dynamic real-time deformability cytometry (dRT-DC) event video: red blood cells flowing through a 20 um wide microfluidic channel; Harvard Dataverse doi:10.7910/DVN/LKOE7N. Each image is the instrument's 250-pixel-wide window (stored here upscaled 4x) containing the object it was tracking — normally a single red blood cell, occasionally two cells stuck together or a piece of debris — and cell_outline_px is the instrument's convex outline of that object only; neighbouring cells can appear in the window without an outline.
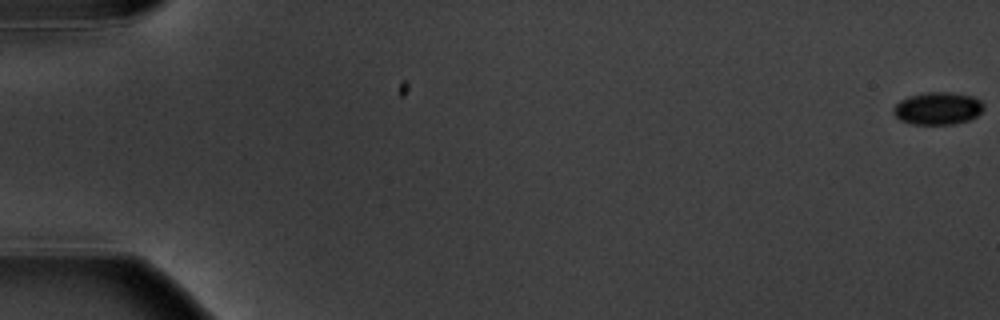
{"species": "common noctule bat (a hibernating species)", "species_latin": "Nyctalus noctula", "temperature_condition": "warm", "stored_images_in_passage": 6, "camera_frame_rate_fps": 3000, "um_per_image_px": 0.085, "animal": {"sex": "male", "body_mass_g": 20.1, "forearm_length_mm": 53.5}, "frame": {"image": 1, "passage_image": 1, "time_ms": 0.0, "image_size_px": [1000, 320], "cell_outline_px": [[984, 108], [976, 116], [968, 120], [952, 124], [912, 124], [900, 120], [892, 112], [892, 108], [900, 100], [908, 96], [924, 92], [952, 92], [972, 96], [980, 100], [984, 104]], "centroid_in_image_um": [79.69, 9.2], "position_along_channel_um": 5.3, "area_um2": 17.17}}
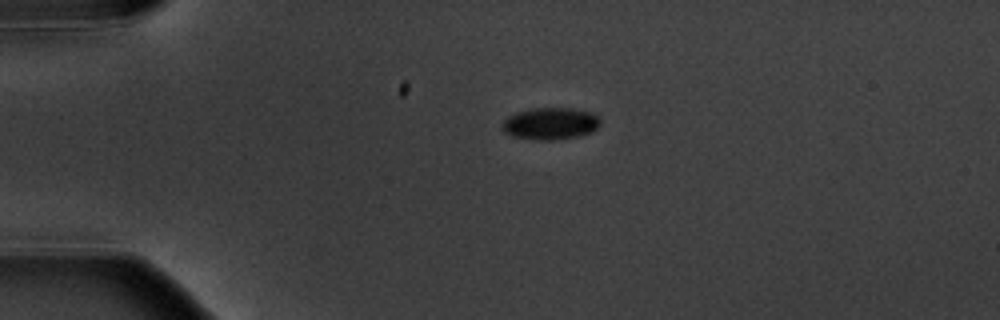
{"frame": {"image": 2, "passage_image": 5, "time_ms": 4.667, "image_size_px": [1000, 320], "cell_outline_px": [[600, 124], [592, 132], [580, 136], [552, 140], [532, 140], [512, 136], [504, 132], [500, 124], [508, 116], [516, 112], [532, 108], [568, 108], [592, 112], [600, 120]], "centroid_in_image_um": [46.75, 10.51], "position_along_channel_um": 38.3, "area_um2": 18.44}}